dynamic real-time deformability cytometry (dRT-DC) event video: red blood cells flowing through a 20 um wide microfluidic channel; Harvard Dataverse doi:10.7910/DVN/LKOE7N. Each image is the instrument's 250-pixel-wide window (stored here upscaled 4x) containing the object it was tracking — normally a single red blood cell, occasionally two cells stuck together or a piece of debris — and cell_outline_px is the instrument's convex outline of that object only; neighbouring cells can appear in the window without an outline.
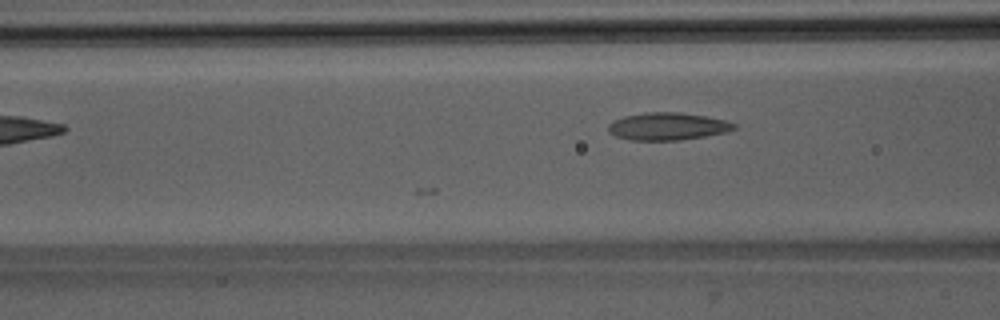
{"species": "Egyptian fruit bat (a non-hibernating species)", "species_latin": "Rousettus aegyptiacus", "temperature_condition": "room temperature", "stored_images_in_passage": 6, "camera_frame_rate_fps": 3000, "um_per_image_px": 0.085, "animal": {"sex": "male"}, "frame": {"image": 1, "passage_image": 6, "time_ms": 6.0, "image_size_px": [1000, 320], "cell_outline_px": [[736, 128], [728, 132], [680, 140], [628, 140], [616, 136], [608, 132], [608, 124], [624, 116], [648, 112], [680, 112], [704, 116], [724, 120], [736, 124]], "centroid_in_image_um": [56.74, 10.74], "position_along_channel_um": 109.9, "area_um2": 20.06}}